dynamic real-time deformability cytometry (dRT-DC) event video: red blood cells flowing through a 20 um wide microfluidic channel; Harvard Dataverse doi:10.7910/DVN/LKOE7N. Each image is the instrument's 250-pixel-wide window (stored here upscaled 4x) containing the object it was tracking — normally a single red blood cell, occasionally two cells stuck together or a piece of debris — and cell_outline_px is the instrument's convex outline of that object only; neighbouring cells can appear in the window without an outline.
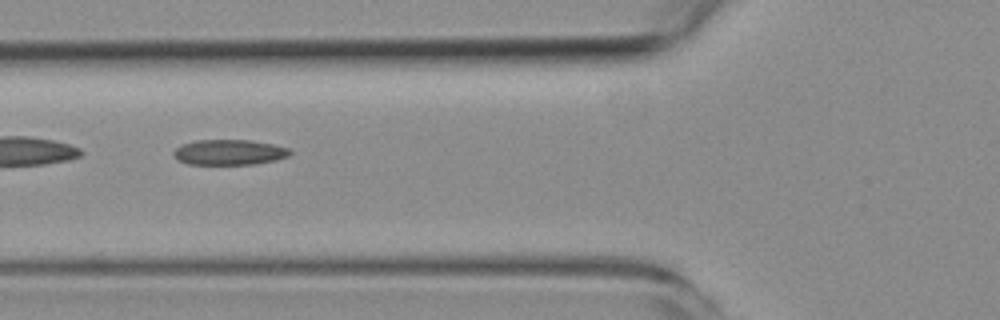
{"species": "common noctule bat (a hibernating species)", "species_latin": "Nyctalus noctula", "temperature_condition": "room temperature", "stored_images_in_passage": 9, "camera_frame_rate_fps": 3000, "um_per_image_px": 0.085, "animal": {"sex": "female", "body_mass_g": 19.3, "forearm_length_mm": 54.1}, "frame": {"image": 1, "passage_image": 4, "time_ms": 4.333, "image_size_px": [1000, 320], "cell_outline_px": [[292, 152], [288, 156], [276, 160], [256, 164], [188, 164], [172, 156], [172, 152], [180, 144], [196, 140], [252, 140], [272, 144], [288, 148]], "centroid_in_image_um": [19.46, 12.94], "position_along_channel_um": 106.3, "area_um2": 17.28}}
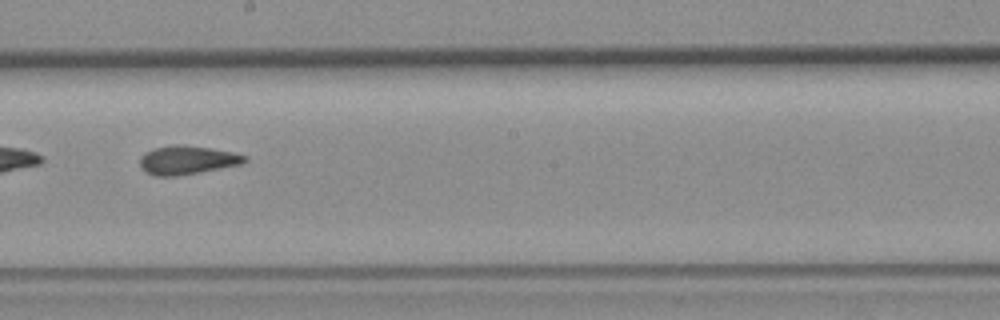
{"frame": {"image": 2, "passage_image": 7, "time_ms": 7.667, "image_size_px": [1000, 320], "cell_outline_px": [[248, 160], [244, 164], [176, 176], [156, 176], [144, 172], [140, 168], [140, 156], [144, 152], [152, 148], [172, 144], [184, 144], [232, 152], [248, 156]], "centroid_in_image_um": [15.88, 13.6], "position_along_channel_um": 232.3, "area_um2": 17.8}}
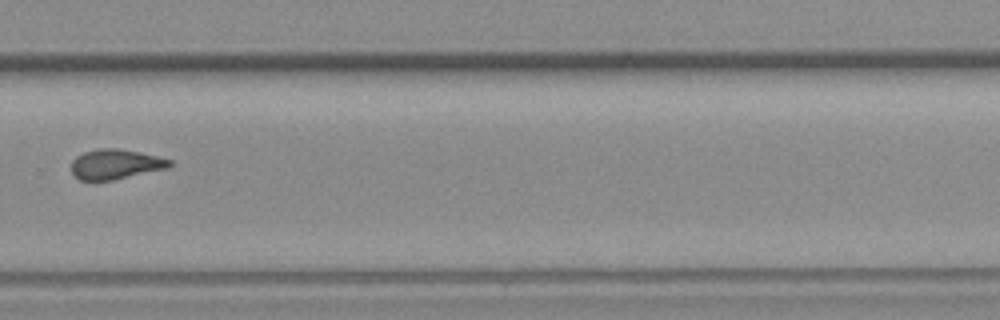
{"frame": {"image": 3, "passage_image": 9, "time_ms": 10.0, "image_size_px": [1000, 320], "cell_outline_px": [[172, 164], [164, 168], [112, 180], [80, 180], [72, 172], [72, 160], [76, 156], [84, 152], [100, 148], [116, 148], [156, 156], [172, 160]], "centroid_in_image_um": [9.76, 13.95], "position_along_channel_um": 320.0, "area_um2": 16.65}}